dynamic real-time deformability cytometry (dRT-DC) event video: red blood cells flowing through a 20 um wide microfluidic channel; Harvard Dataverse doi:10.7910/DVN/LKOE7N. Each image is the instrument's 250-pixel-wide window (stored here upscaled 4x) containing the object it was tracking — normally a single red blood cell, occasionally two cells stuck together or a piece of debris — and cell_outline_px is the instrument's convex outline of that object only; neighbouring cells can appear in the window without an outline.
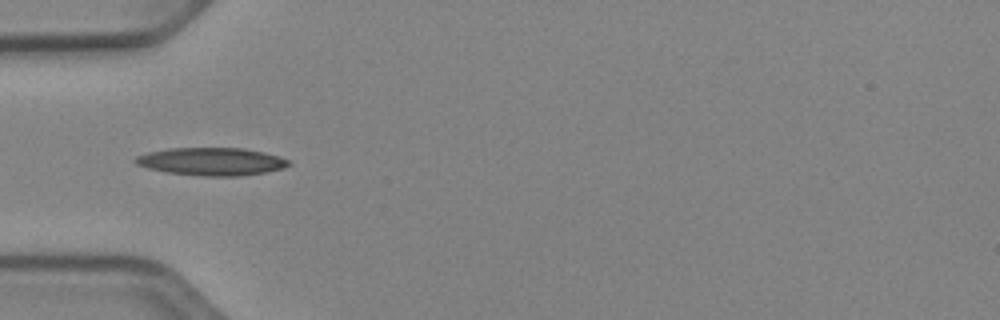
{"species": "Egyptian fruit bat (a non-hibernating species)", "species_latin": "Rousettus aegyptiacus", "temperature_condition": "cold", "stored_images_in_passage": 10, "camera_frame_rate_fps": 3000, "um_per_image_px": 0.085, "animal": {"sex": "female"}, "frame": {"image": 1, "passage_image": 4, "time_ms": 1.0, "image_size_px": [1000, 320], "cell_outline_px": [[292, 164], [284, 168], [264, 172], [236, 176], [204, 176], [168, 172], [148, 168], [136, 164], [132, 160], [136, 156], [148, 152], [168, 148], [244, 148], [264, 152], [280, 156], [288, 160]], "centroid_in_image_um": [17.98, 13.72], "position_along_channel_um": 67.0, "area_um2": 24.8}}
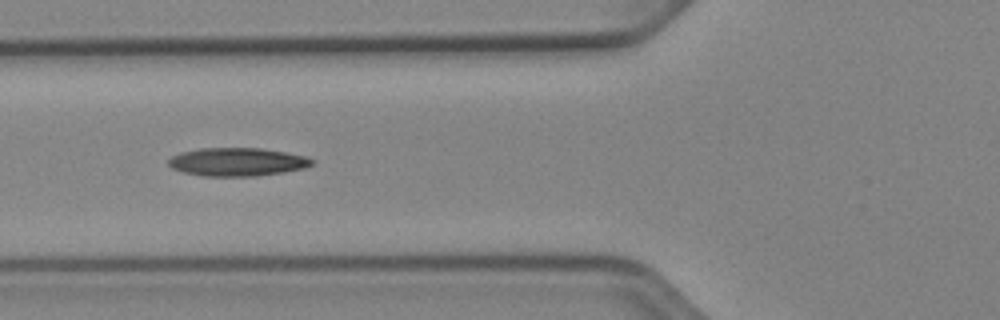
{"frame": {"image": 2, "passage_image": 7, "time_ms": 2.0, "image_size_px": [1000, 320], "cell_outline_px": [[316, 160], [312, 164], [304, 168], [284, 172], [256, 176], [200, 176], [184, 172], [172, 168], [168, 164], [168, 160], [172, 156], [180, 152], [200, 148], [260, 148], [284, 152], [304, 156]], "centroid_in_image_um": [20.15, 13.76], "position_along_channel_um": 105.7, "area_um2": 23.64}}